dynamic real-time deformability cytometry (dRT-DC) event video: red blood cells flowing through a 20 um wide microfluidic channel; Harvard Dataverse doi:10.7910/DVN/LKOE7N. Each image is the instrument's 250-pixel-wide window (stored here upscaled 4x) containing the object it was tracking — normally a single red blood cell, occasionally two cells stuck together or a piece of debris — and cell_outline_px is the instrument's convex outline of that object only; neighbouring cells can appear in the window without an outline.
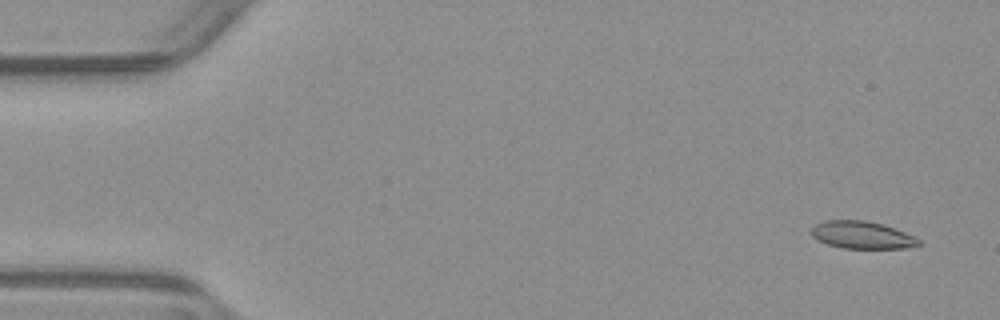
{"species": "common noctule bat (a hibernating species)", "species_latin": "Nyctalus noctula", "temperature_condition": "warm", "stored_images_in_passage": 51, "camera_frame_rate_fps": 3000, "um_per_image_px": 0.085, "animal": {"sex": "male", "body_mass_g": 23.1, "forearm_length_mm": 52.7}, "frame": {"image": 1, "passage_image": 1, "time_ms": 0.0, "image_size_px": [1000, 320], "cell_outline_px": [[920, 244], [904, 248], [840, 248], [828, 244], [812, 236], [812, 228], [816, 224], [824, 220], [864, 220], [884, 224], [904, 232], [920, 240]], "centroid_in_image_um": [73.25, 19.96], "position_along_channel_um": 11.7, "area_um2": 16.94}}
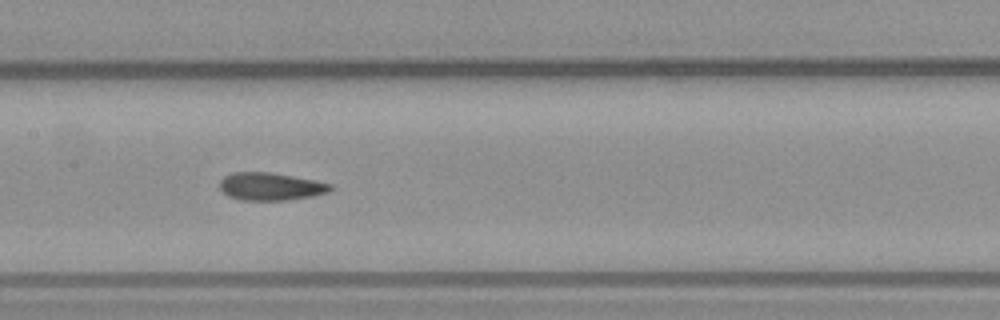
{"frame": {"image": 2, "passage_image": 24, "time_ms": 7.667, "image_size_px": [1000, 320], "cell_outline_px": [[332, 188], [328, 192], [312, 196], [288, 200], [240, 200], [228, 196], [220, 188], [220, 180], [224, 176], [232, 172], [272, 172], [316, 180], [332, 184]], "centroid_in_image_um": [23.0, 15.84], "position_along_channel_um": 184.4, "area_um2": 17.98}}
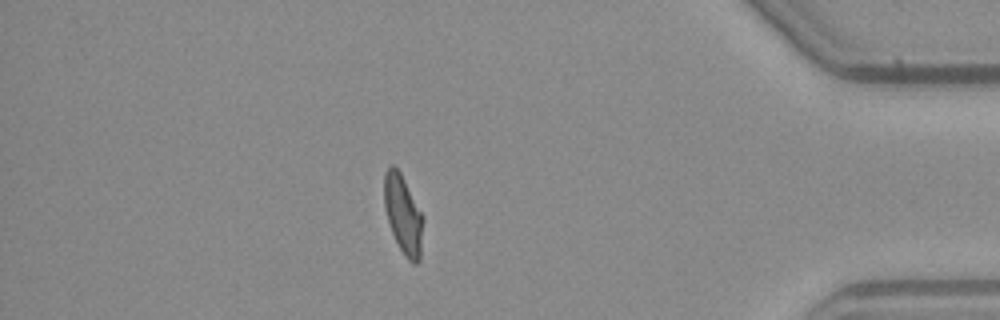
{"frame": {"image": 3, "passage_image": 44, "time_ms": 14.333, "image_size_px": [1000, 320], "cell_outline_px": [[424, 216], [420, 260], [416, 264], [412, 264], [404, 256], [392, 232], [384, 208], [384, 172], [392, 164], [400, 172]], "centroid_in_image_um": [34.28, 18.25], "position_along_channel_um": 400.9, "area_um2": 17.92}, "authors_computed_cell_mechanics": {"area_um2": 18.0914, "velocity_mm_per_s": 3.9066, "shape_relaxation_time_tau1_ms": 7.5149, "shape_relaxation_time_tau2_ms": 1.2501, "deformation_change_tau1": 0.222, "deformation_change_tau2": 0.0795}}